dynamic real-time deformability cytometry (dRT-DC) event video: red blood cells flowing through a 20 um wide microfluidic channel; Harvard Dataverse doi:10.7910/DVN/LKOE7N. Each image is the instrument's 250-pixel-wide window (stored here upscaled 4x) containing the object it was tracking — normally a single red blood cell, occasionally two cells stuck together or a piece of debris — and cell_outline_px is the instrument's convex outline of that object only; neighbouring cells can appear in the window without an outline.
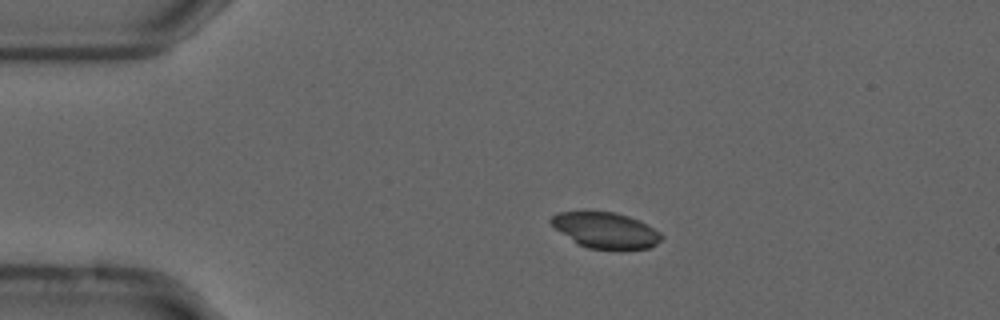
{"species": "common noctule bat (a hibernating species)", "species_latin": "Nyctalus noctula", "temperature_condition": "cold", "stored_images_in_passage": 45, "camera_frame_rate_fps": 3000, "um_per_image_px": 0.085, "animal": {"sex": "male", "forearm_length_mm": 52.5}, "frame": {"image": 1, "passage_image": 1, "time_ms": 0.0, "image_size_px": [1000, 320], "cell_outline_px": [[664, 236], [652, 248], [620, 252], [588, 248], [576, 244], [556, 228], [548, 220], [556, 212], [584, 208], [616, 212], [640, 220], [660, 232]], "centroid_in_image_um": [51.47, 19.56], "position_along_channel_um": 33.5, "area_um2": 24.57}}
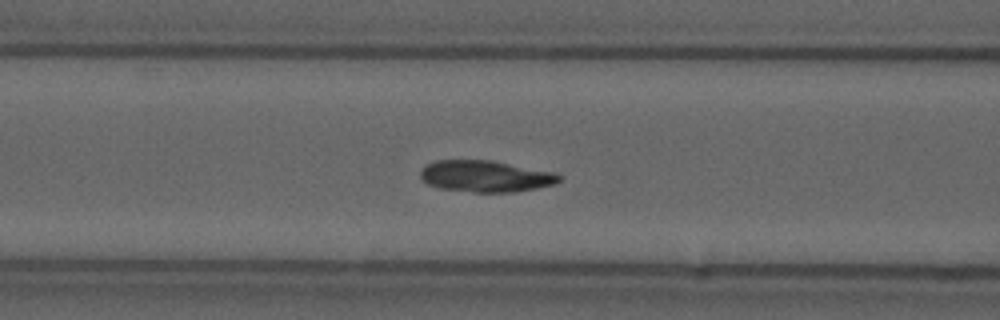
{"frame": {"image": 2, "passage_image": 12, "time_ms": 3.667, "image_size_px": [1000, 320], "cell_outline_px": [[560, 180], [556, 184], [536, 188], [512, 192], [472, 192], [440, 188], [428, 184], [420, 176], [420, 172], [428, 164], [436, 160], [492, 160], [552, 172], [560, 176]], "centroid_in_image_um": [41.27, 14.98], "position_along_channel_um": 125.3, "area_um2": 25.2}}
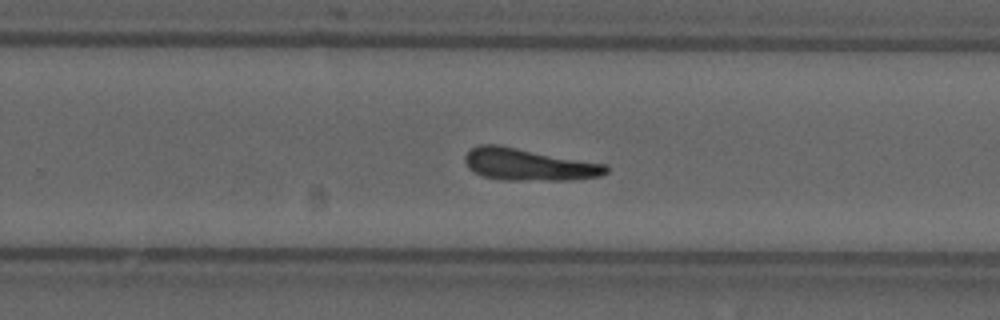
{"frame": {"image": 3, "passage_image": 25, "time_ms": 8.0, "image_size_px": [1000, 320], "cell_outline_px": [[608, 172], [600, 176], [572, 180], [500, 180], [484, 176], [472, 172], [468, 168], [464, 160], [464, 156], [472, 148], [480, 144], [500, 144], [604, 164], [608, 168]], "centroid_in_image_um": [44.89, 13.98], "position_along_channel_um": 284.9, "area_um2": 26.47}, "authors_computed_cell_mechanics": {"area_um2": 24.9696, "velocity_mm_per_s": 3.6875, "shape_relaxation_time_tau1_ms": 1.6119, "shape_relaxation_time_tau2_ms": 8.7691, "deformation_change_tau1": null, "deformation_change_tau2": 0.2471}}